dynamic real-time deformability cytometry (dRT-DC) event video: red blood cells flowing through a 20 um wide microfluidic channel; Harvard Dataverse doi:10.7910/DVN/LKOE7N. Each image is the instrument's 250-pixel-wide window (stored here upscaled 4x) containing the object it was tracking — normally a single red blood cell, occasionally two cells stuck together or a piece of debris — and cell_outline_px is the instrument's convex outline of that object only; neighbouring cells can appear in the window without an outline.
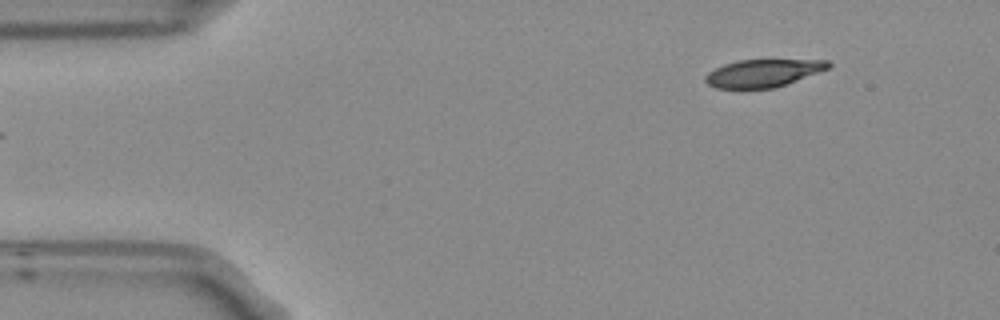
{"species": "Egyptian fruit bat (a non-hibernating species)", "species_latin": "Rousettus aegyptiacus", "temperature_condition": "room temperature", "stored_images_in_passage": 2, "camera_frame_rate_fps": 3000, "um_per_image_px": 0.085, "frame": {"image": 1, "passage_image": 2, "time_ms": 0.333, "image_size_px": [1000, 320], "cell_outline_px": [[832, 64], [828, 68], [784, 84], [772, 88], [716, 88], [708, 84], [704, 80], [704, 76], [708, 72], [724, 64], [740, 60], [828, 60]], "centroid_in_image_um": [64.81, 6.21], "position_along_channel_um": 20.2, "area_um2": 19.36}}